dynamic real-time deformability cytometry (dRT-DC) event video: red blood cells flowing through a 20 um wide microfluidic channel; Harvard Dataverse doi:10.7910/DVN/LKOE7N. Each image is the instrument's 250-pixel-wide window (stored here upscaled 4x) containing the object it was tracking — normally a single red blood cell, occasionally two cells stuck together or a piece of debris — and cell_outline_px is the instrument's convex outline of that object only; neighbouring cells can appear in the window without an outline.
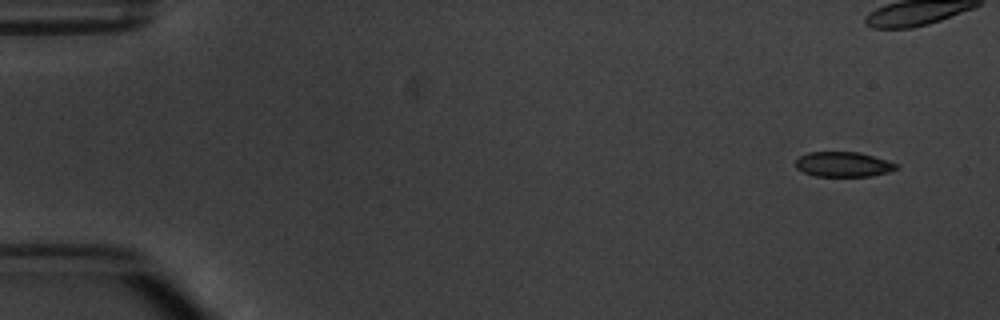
{"species": "common noctule bat (a hibernating species)", "species_latin": "Nyctalus noctula", "temperature_condition": "warm", "stored_images_in_passage": 6, "camera_frame_rate_fps": 3000, "um_per_image_px": 0.085, "animal": {"sex": "male", "body_mass_g": 20.1, "forearm_length_mm": 53.5}, "frame": {"image": 1, "passage_image": 1, "time_ms": 0.0, "image_size_px": [1000, 320], "cell_outline_px": [[900, 168], [888, 172], [872, 176], [816, 176], [804, 172], [796, 168], [796, 160], [800, 156], [808, 152], [860, 152], [900, 164]], "centroid_in_image_um": [71.72, 13.97], "position_along_channel_um": 13.3, "area_um2": 14.74}}